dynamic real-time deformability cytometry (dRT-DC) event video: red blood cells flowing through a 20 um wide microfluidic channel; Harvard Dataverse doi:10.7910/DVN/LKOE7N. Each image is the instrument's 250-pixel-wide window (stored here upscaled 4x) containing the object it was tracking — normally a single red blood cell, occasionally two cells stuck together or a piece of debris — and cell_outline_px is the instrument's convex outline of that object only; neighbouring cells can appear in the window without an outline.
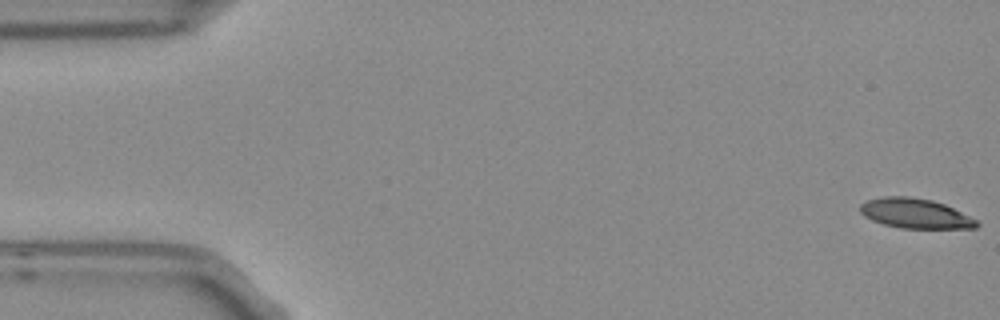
{"species": "Egyptian fruit bat (a non-hibernating species)", "species_latin": "Rousettus aegyptiacus", "temperature_condition": "room temperature", "stored_images_in_passage": 4, "camera_frame_rate_fps": 3000, "um_per_image_px": 0.085, "frame": {"image": 1, "passage_image": 1, "time_ms": 0.0, "image_size_px": [1000, 320], "cell_outline_px": [[980, 224], [976, 228], [904, 228], [884, 224], [872, 220], [864, 216], [860, 212], [860, 204], [868, 200], [884, 196], [908, 196], [932, 200], [944, 204], [976, 220]], "centroid_in_image_um": [77.77, 18.14], "position_along_channel_um": 7.2, "area_um2": 20.0}}